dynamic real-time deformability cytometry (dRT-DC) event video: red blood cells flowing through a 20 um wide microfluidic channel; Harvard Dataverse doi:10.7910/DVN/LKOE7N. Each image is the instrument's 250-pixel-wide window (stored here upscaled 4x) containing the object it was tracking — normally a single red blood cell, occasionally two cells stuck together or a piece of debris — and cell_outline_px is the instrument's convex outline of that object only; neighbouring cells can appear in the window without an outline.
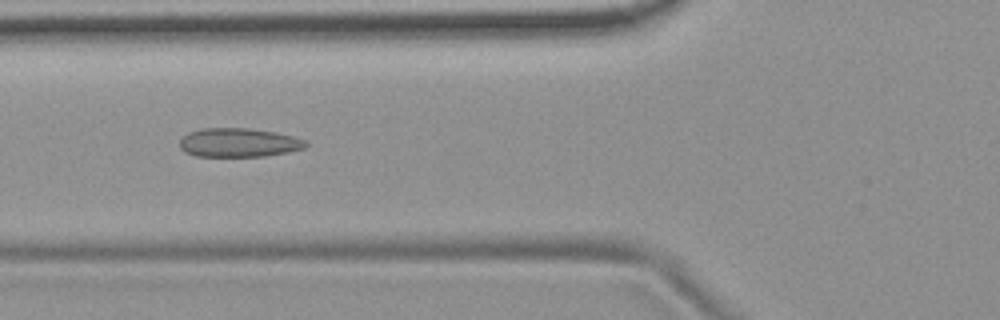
{"species": "common noctule bat (a hibernating species)", "species_latin": "Nyctalus noctula", "temperature_condition": "room temperature", "stored_images_in_passage": 39, "camera_frame_rate_fps": 3000, "um_per_image_px": 0.085, "animal": {"sex": "female", "body_mass_g": 19.9}, "frame": {"image": 1, "passage_image": 5, "time_ms": 1.333, "image_size_px": [1000, 320], "cell_outline_px": [[308, 144], [304, 148], [288, 152], [264, 156], [196, 156], [184, 152], [180, 148], [180, 140], [188, 132], [200, 128], [248, 128], [276, 132], [292, 136], [304, 140]], "centroid_in_image_um": [20.26, 12.12], "position_along_channel_um": 105.5, "area_um2": 21.21}}
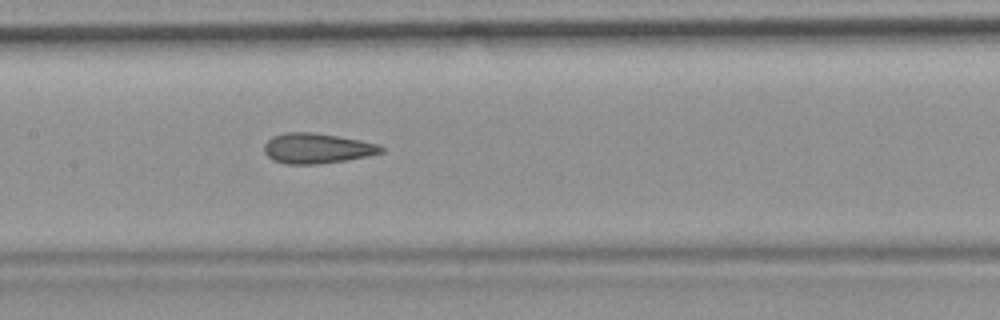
{"frame": {"image": 2, "passage_image": 11, "time_ms": 3.333, "image_size_px": [1000, 320], "cell_outline_px": [[384, 152], [344, 160], [316, 164], [284, 164], [272, 160], [264, 152], [264, 144], [272, 136], [284, 132], [312, 132], [360, 140], [380, 144], [384, 148]], "centroid_in_image_um": [26.9, 12.6], "position_along_channel_um": 180.5, "area_um2": 20.52}}
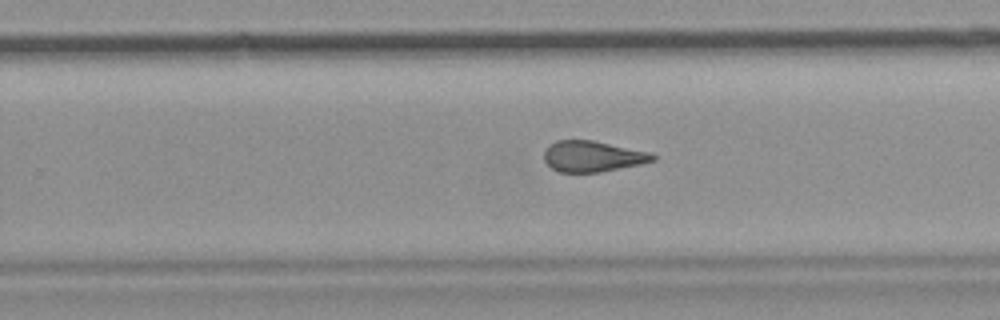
{"frame": {"image": 3, "passage_image": 19, "time_ms": 6.0, "image_size_px": [1000, 320], "cell_outline_px": [[656, 160], [640, 164], [600, 172], [560, 172], [552, 168], [544, 160], [544, 152], [556, 140], [592, 140], [648, 152], [656, 156]], "centroid_in_image_um": [50.37, 13.29], "position_along_channel_um": 279.4, "area_um2": 19.25}, "authors_computed_cell_mechanics": {"area_um2": 20.3456, "velocity_mm_per_s": 3.7357, "shape_relaxation_time_tau1_ms": null, "shape_relaxation_time_tau2_ms": 1.7543, "deformation_change_tau1": null, "deformation_change_tau2": 0.0925}}